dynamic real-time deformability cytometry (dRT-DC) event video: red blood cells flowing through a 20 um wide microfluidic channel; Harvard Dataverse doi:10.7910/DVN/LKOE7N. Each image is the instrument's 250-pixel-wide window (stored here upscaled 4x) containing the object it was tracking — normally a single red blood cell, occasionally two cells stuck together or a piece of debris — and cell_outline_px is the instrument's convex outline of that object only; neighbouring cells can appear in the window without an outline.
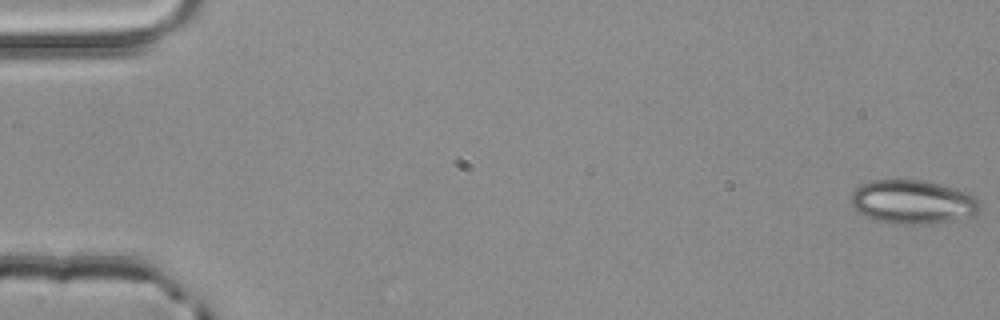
{"species": "common noctule bat (a hibernating species)", "species_latin": "Nyctalus noctula", "temperature_condition": "room temperature", "stored_images_in_passage": 4, "camera_frame_rate_fps": 3000, "um_per_image_px": 0.085, "animal": {"sex": "male", "body_mass_g": 20.4}, "frame": {"image": 1, "passage_image": 1, "time_ms": 0.0, "image_size_px": [1000, 320], "cell_outline_px": [[980, 212], [972, 216], [952, 220], [928, 224], [892, 224], [872, 220], [856, 212], [852, 208], [848, 200], [852, 192], [860, 184], [872, 180], [924, 180], [960, 188], [972, 192], [980, 200]], "centroid_in_image_um": [77.58, 17.16], "position_along_channel_um": 7.4, "area_um2": 34.04}}